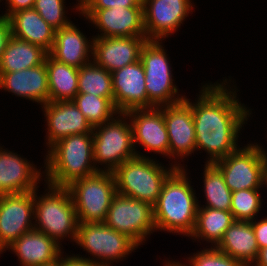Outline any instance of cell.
<instances>
[{
    "instance_id": "6da1fadb",
    "label": "cell",
    "mask_w": 267,
    "mask_h": 266,
    "mask_svg": "<svg viewBox=\"0 0 267 266\" xmlns=\"http://www.w3.org/2000/svg\"><path fill=\"white\" fill-rule=\"evenodd\" d=\"M223 81L204 84L194 103L185 97L192 108L196 150H205L210 157L206 163L210 164L240 148L238 134L251 114L250 109L236 98V88L231 91L227 79Z\"/></svg>"
},
{
    "instance_id": "7a4b0ae2",
    "label": "cell",
    "mask_w": 267,
    "mask_h": 266,
    "mask_svg": "<svg viewBox=\"0 0 267 266\" xmlns=\"http://www.w3.org/2000/svg\"><path fill=\"white\" fill-rule=\"evenodd\" d=\"M193 191L184 167L176 168L164 181L158 200L153 206L156 230L190 237L199 206Z\"/></svg>"
},
{
    "instance_id": "3957f363",
    "label": "cell",
    "mask_w": 267,
    "mask_h": 266,
    "mask_svg": "<svg viewBox=\"0 0 267 266\" xmlns=\"http://www.w3.org/2000/svg\"><path fill=\"white\" fill-rule=\"evenodd\" d=\"M45 159V181L57 187H67L75 180L103 171L95 167L93 134H74L60 139L48 150ZM93 162V163H92Z\"/></svg>"
},
{
    "instance_id": "277c9868",
    "label": "cell",
    "mask_w": 267,
    "mask_h": 266,
    "mask_svg": "<svg viewBox=\"0 0 267 266\" xmlns=\"http://www.w3.org/2000/svg\"><path fill=\"white\" fill-rule=\"evenodd\" d=\"M161 165L148 156H136L123 162L112 172L116 192L154 206L164 181L176 168H183L181 164H176V161L168 169Z\"/></svg>"
},
{
    "instance_id": "5b68a950",
    "label": "cell",
    "mask_w": 267,
    "mask_h": 266,
    "mask_svg": "<svg viewBox=\"0 0 267 266\" xmlns=\"http://www.w3.org/2000/svg\"><path fill=\"white\" fill-rule=\"evenodd\" d=\"M45 195L37 197L35 190L34 229L58 243L67 236L74 242L78 231V218L69 190L50 184Z\"/></svg>"
},
{
    "instance_id": "8992f818",
    "label": "cell",
    "mask_w": 267,
    "mask_h": 266,
    "mask_svg": "<svg viewBox=\"0 0 267 266\" xmlns=\"http://www.w3.org/2000/svg\"><path fill=\"white\" fill-rule=\"evenodd\" d=\"M127 119L126 113H119L110 121L93 127L94 163L95 167L97 163L105 164L104 172H113L123 162L136 156L146 157L134 148L132 127Z\"/></svg>"
},
{
    "instance_id": "52a82bcc",
    "label": "cell",
    "mask_w": 267,
    "mask_h": 266,
    "mask_svg": "<svg viewBox=\"0 0 267 266\" xmlns=\"http://www.w3.org/2000/svg\"><path fill=\"white\" fill-rule=\"evenodd\" d=\"M66 188L79 223L104 222L112 198L117 193L115 177L112 172L106 171L75 180Z\"/></svg>"
},
{
    "instance_id": "ba28073f",
    "label": "cell",
    "mask_w": 267,
    "mask_h": 266,
    "mask_svg": "<svg viewBox=\"0 0 267 266\" xmlns=\"http://www.w3.org/2000/svg\"><path fill=\"white\" fill-rule=\"evenodd\" d=\"M161 44V40H147L140 52L145 71L147 108L170 105L185 99V96L179 97L178 88L173 83L168 54Z\"/></svg>"
},
{
    "instance_id": "9c48e42d",
    "label": "cell",
    "mask_w": 267,
    "mask_h": 266,
    "mask_svg": "<svg viewBox=\"0 0 267 266\" xmlns=\"http://www.w3.org/2000/svg\"><path fill=\"white\" fill-rule=\"evenodd\" d=\"M213 164L232 192L267 185V153L257 143L247 144Z\"/></svg>"
},
{
    "instance_id": "30bf717a",
    "label": "cell",
    "mask_w": 267,
    "mask_h": 266,
    "mask_svg": "<svg viewBox=\"0 0 267 266\" xmlns=\"http://www.w3.org/2000/svg\"><path fill=\"white\" fill-rule=\"evenodd\" d=\"M75 242L101 266H110L139 246L128 235L111 229L104 222L79 223Z\"/></svg>"
},
{
    "instance_id": "8fae6325",
    "label": "cell",
    "mask_w": 267,
    "mask_h": 266,
    "mask_svg": "<svg viewBox=\"0 0 267 266\" xmlns=\"http://www.w3.org/2000/svg\"><path fill=\"white\" fill-rule=\"evenodd\" d=\"M104 223L128 235L138 245L156 230L153 206L119 193L112 198Z\"/></svg>"
},
{
    "instance_id": "7c38bea8",
    "label": "cell",
    "mask_w": 267,
    "mask_h": 266,
    "mask_svg": "<svg viewBox=\"0 0 267 266\" xmlns=\"http://www.w3.org/2000/svg\"><path fill=\"white\" fill-rule=\"evenodd\" d=\"M35 191L0 195V253L34 229Z\"/></svg>"
},
{
    "instance_id": "4fadbf2b",
    "label": "cell",
    "mask_w": 267,
    "mask_h": 266,
    "mask_svg": "<svg viewBox=\"0 0 267 266\" xmlns=\"http://www.w3.org/2000/svg\"><path fill=\"white\" fill-rule=\"evenodd\" d=\"M191 0H142L147 40H163L192 13ZM192 9V10H191Z\"/></svg>"
},
{
    "instance_id": "5bb4252c",
    "label": "cell",
    "mask_w": 267,
    "mask_h": 266,
    "mask_svg": "<svg viewBox=\"0 0 267 266\" xmlns=\"http://www.w3.org/2000/svg\"><path fill=\"white\" fill-rule=\"evenodd\" d=\"M81 16L102 32L95 37H146L143 7L87 9Z\"/></svg>"
},
{
    "instance_id": "9a60e30c",
    "label": "cell",
    "mask_w": 267,
    "mask_h": 266,
    "mask_svg": "<svg viewBox=\"0 0 267 266\" xmlns=\"http://www.w3.org/2000/svg\"><path fill=\"white\" fill-rule=\"evenodd\" d=\"M160 108L168 131L169 158L184 159L185 156L194 153L196 137L191 105L184 99Z\"/></svg>"
},
{
    "instance_id": "2e32d148",
    "label": "cell",
    "mask_w": 267,
    "mask_h": 266,
    "mask_svg": "<svg viewBox=\"0 0 267 266\" xmlns=\"http://www.w3.org/2000/svg\"><path fill=\"white\" fill-rule=\"evenodd\" d=\"M132 127L134 148L139 143L147 151L169 156V137L160 107L126 112Z\"/></svg>"
},
{
    "instance_id": "e0dca14e",
    "label": "cell",
    "mask_w": 267,
    "mask_h": 266,
    "mask_svg": "<svg viewBox=\"0 0 267 266\" xmlns=\"http://www.w3.org/2000/svg\"><path fill=\"white\" fill-rule=\"evenodd\" d=\"M113 103L119 113L147 108L145 71L141 60L111 73Z\"/></svg>"
},
{
    "instance_id": "ac0fdd59",
    "label": "cell",
    "mask_w": 267,
    "mask_h": 266,
    "mask_svg": "<svg viewBox=\"0 0 267 266\" xmlns=\"http://www.w3.org/2000/svg\"><path fill=\"white\" fill-rule=\"evenodd\" d=\"M42 106L48 126L46 145L49 148L74 134H93V127L73 101L48 102Z\"/></svg>"
},
{
    "instance_id": "d6986e66",
    "label": "cell",
    "mask_w": 267,
    "mask_h": 266,
    "mask_svg": "<svg viewBox=\"0 0 267 266\" xmlns=\"http://www.w3.org/2000/svg\"><path fill=\"white\" fill-rule=\"evenodd\" d=\"M147 37H93V61L110 73L140 60Z\"/></svg>"
},
{
    "instance_id": "ffe728a7",
    "label": "cell",
    "mask_w": 267,
    "mask_h": 266,
    "mask_svg": "<svg viewBox=\"0 0 267 266\" xmlns=\"http://www.w3.org/2000/svg\"><path fill=\"white\" fill-rule=\"evenodd\" d=\"M33 165L17 153L0 147V195L34 192L44 175Z\"/></svg>"
},
{
    "instance_id": "44dd1931",
    "label": "cell",
    "mask_w": 267,
    "mask_h": 266,
    "mask_svg": "<svg viewBox=\"0 0 267 266\" xmlns=\"http://www.w3.org/2000/svg\"><path fill=\"white\" fill-rule=\"evenodd\" d=\"M44 105L50 102L45 62L16 72L0 73V89Z\"/></svg>"
},
{
    "instance_id": "7402d4cb",
    "label": "cell",
    "mask_w": 267,
    "mask_h": 266,
    "mask_svg": "<svg viewBox=\"0 0 267 266\" xmlns=\"http://www.w3.org/2000/svg\"><path fill=\"white\" fill-rule=\"evenodd\" d=\"M91 40L71 22L68 26L55 30L53 48L49 54L59 62L80 68L93 59L90 57L93 56V38Z\"/></svg>"
},
{
    "instance_id": "603a6c76",
    "label": "cell",
    "mask_w": 267,
    "mask_h": 266,
    "mask_svg": "<svg viewBox=\"0 0 267 266\" xmlns=\"http://www.w3.org/2000/svg\"><path fill=\"white\" fill-rule=\"evenodd\" d=\"M61 244L46 234L32 229L21 235L11 246L22 266H39L62 256Z\"/></svg>"
},
{
    "instance_id": "cb8c5ba5",
    "label": "cell",
    "mask_w": 267,
    "mask_h": 266,
    "mask_svg": "<svg viewBox=\"0 0 267 266\" xmlns=\"http://www.w3.org/2000/svg\"><path fill=\"white\" fill-rule=\"evenodd\" d=\"M8 19L14 37L39 46L50 53L54 44L55 29L34 8L16 11Z\"/></svg>"
},
{
    "instance_id": "d4e9b609",
    "label": "cell",
    "mask_w": 267,
    "mask_h": 266,
    "mask_svg": "<svg viewBox=\"0 0 267 266\" xmlns=\"http://www.w3.org/2000/svg\"><path fill=\"white\" fill-rule=\"evenodd\" d=\"M216 247L244 266H253L252 263L259 253V246L251 221L234 220Z\"/></svg>"
},
{
    "instance_id": "484cf974",
    "label": "cell",
    "mask_w": 267,
    "mask_h": 266,
    "mask_svg": "<svg viewBox=\"0 0 267 266\" xmlns=\"http://www.w3.org/2000/svg\"><path fill=\"white\" fill-rule=\"evenodd\" d=\"M50 102L72 101L78 94L79 68L54 59L49 53L45 58Z\"/></svg>"
},
{
    "instance_id": "4316f807",
    "label": "cell",
    "mask_w": 267,
    "mask_h": 266,
    "mask_svg": "<svg viewBox=\"0 0 267 266\" xmlns=\"http://www.w3.org/2000/svg\"><path fill=\"white\" fill-rule=\"evenodd\" d=\"M47 54L41 47L12 35L0 60V73L16 72L41 65L45 62Z\"/></svg>"
},
{
    "instance_id": "83f0119b",
    "label": "cell",
    "mask_w": 267,
    "mask_h": 266,
    "mask_svg": "<svg viewBox=\"0 0 267 266\" xmlns=\"http://www.w3.org/2000/svg\"><path fill=\"white\" fill-rule=\"evenodd\" d=\"M233 222L234 218L231 211L200 207L199 205L195 227L190 237L195 238V240L204 238V241H208L216 247Z\"/></svg>"
},
{
    "instance_id": "f1b7e54d",
    "label": "cell",
    "mask_w": 267,
    "mask_h": 266,
    "mask_svg": "<svg viewBox=\"0 0 267 266\" xmlns=\"http://www.w3.org/2000/svg\"><path fill=\"white\" fill-rule=\"evenodd\" d=\"M93 94L113 102L112 76L94 61L79 68L78 94Z\"/></svg>"
},
{
    "instance_id": "f546056e",
    "label": "cell",
    "mask_w": 267,
    "mask_h": 266,
    "mask_svg": "<svg viewBox=\"0 0 267 266\" xmlns=\"http://www.w3.org/2000/svg\"><path fill=\"white\" fill-rule=\"evenodd\" d=\"M203 173L204 194L207 200L203 207L230 211L232 191L225 184L221 171L214 164L206 163Z\"/></svg>"
},
{
    "instance_id": "4dcf8cb0",
    "label": "cell",
    "mask_w": 267,
    "mask_h": 266,
    "mask_svg": "<svg viewBox=\"0 0 267 266\" xmlns=\"http://www.w3.org/2000/svg\"><path fill=\"white\" fill-rule=\"evenodd\" d=\"M92 127L106 123L119 114L114 103L93 94H77L72 100Z\"/></svg>"
},
{
    "instance_id": "1f68e13d",
    "label": "cell",
    "mask_w": 267,
    "mask_h": 266,
    "mask_svg": "<svg viewBox=\"0 0 267 266\" xmlns=\"http://www.w3.org/2000/svg\"><path fill=\"white\" fill-rule=\"evenodd\" d=\"M260 189H245L232 192L231 208L234 220L252 221L261 209Z\"/></svg>"
},
{
    "instance_id": "d6a6232c",
    "label": "cell",
    "mask_w": 267,
    "mask_h": 266,
    "mask_svg": "<svg viewBox=\"0 0 267 266\" xmlns=\"http://www.w3.org/2000/svg\"><path fill=\"white\" fill-rule=\"evenodd\" d=\"M64 1L65 0H35L33 8L51 27L58 30L68 26L72 22L66 17Z\"/></svg>"
},
{
    "instance_id": "836d02e7",
    "label": "cell",
    "mask_w": 267,
    "mask_h": 266,
    "mask_svg": "<svg viewBox=\"0 0 267 266\" xmlns=\"http://www.w3.org/2000/svg\"><path fill=\"white\" fill-rule=\"evenodd\" d=\"M188 264L189 266H244L237 259L221 252L214 246L194 253L188 258Z\"/></svg>"
},
{
    "instance_id": "e575fe53",
    "label": "cell",
    "mask_w": 267,
    "mask_h": 266,
    "mask_svg": "<svg viewBox=\"0 0 267 266\" xmlns=\"http://www.w3.org/2000/svg\"><path fill=\"white\" fill-rule=\"evenodd\" d=\"M143 7L142 0H95L88 9Z\"/></svg>"
},
{
    "instance_id": "d590c367",
    "label": "cell",
    "mask_w": 267,
    "mask_h": 266,
    "mask_svg": "<svg viewBox=\"0 0 267 266\" xmlns=\"http://www.w3.org/2000/svg\"><path fill=\"white\" fill-rule=\"evenodd\" d=\"M259 249L267 247V217L260 221H251Z\"/></svg>"
},
{
    "instance_id": "8d00e7d4",
    "label": "cell",
    "mask_w": 267,
    "mask_h": 266,
    "mask_svg": "<svg viewBox=\"0 0 267 266\" xmlns=\"http://www.w3.org/2000/svg\"><path fill=\"white\" fill-rule=\"evenodd\" d=\"M11 36L12 32L9 19L4 16H0V60Z\"/></svg>"
},
{
    "instance_id": "74e56055",
    "label": "cell",
    "mask_w": 267,
    "mask_h": 266,
    "mask_svg": "<svg viewBox=\"0 0 267 266\" xmlns=\"http://www.w3.org/2000/svg\"><path fill=\"white\" fill-rule=\"evenodd\" d=\"M67 256V257H66ZM64 258L62 256V266H101L97 263H95L92 259L90 258H85V257H80L74 254L73 256H68L66 255Z\"/></svg>"
},
{
    "instance_id": "f35d334b",
    "label": "cell",
    "mask_w": 267,
    "mask_h": 266,
    "mask_svg": "<svg viewBox=\"0 0 267 266\" xmlns=\"http://www.w3.org/2000/svg\"><path fill=\"white\" fill-rule=\"evenodd\" d=\"M6 2L9 9L7 8V12L2 16L8 18L16 11L33 8L35 0H6Z\"/></svg>"
},
{
    "instance_id": "ab89813d",
    "label": "cell",
    "mask_w": 267,
    "mask_h": 266,
    "mask_svg": "<svg viewBox=\"0 0 267 266\" xmlns=\"http://www.w3.org/2000/svg\"><path fill=\"white\" fill-rule=\"evenodd\" d=\"M255 266H267V247L259 249L257 259L253 263Z\"/></svg>"
},
{
    "instance_id": "60d3db41",
    "label": "cell",
    "mask_w": 267,
    "mask_h": 266,
    "mask_svg": "<svg viewBox=\"0 0 267 266\" xmlns=\"http://www.w3.org/2000/svg\"><path fill=\"white\" fill-rule=\"evenodd\" d=\"M78 4L76 6V10L83 14L93 3L95 0H77Z\"/></svg>"
},
{
    "instance_id": "b9f144b4",
    "label": "cell",
    "mask_w": 267,
    "mask_h": 266,
    "mask_svg": "<svg viewBox=\"0 0 267 266\" xmlns=\"http://www.w3.org/2000/svg\"><path fill=\"white\" fill-rule=\"evenodd\" d=\"M39 266H62V257L60 256L50 263H46V264L39 265Z\"/></svg>"
},
{
    "instance_id": "7bdbcfd3",
    "label": "cell",
    "mask_w": 267,
    "mask_h": 266,
    "mask_svg": "<svg viewBox=\"0 0 267 266\" xmlns=\"http://www.w3.org/2000/svg\"><path fill=\"white\" fill-rule=\"evenodd\" d=\"M164 266H186L185 264H181L178 262H175V261H167L165 262Z\"/></svg>"
}]
</instances>
